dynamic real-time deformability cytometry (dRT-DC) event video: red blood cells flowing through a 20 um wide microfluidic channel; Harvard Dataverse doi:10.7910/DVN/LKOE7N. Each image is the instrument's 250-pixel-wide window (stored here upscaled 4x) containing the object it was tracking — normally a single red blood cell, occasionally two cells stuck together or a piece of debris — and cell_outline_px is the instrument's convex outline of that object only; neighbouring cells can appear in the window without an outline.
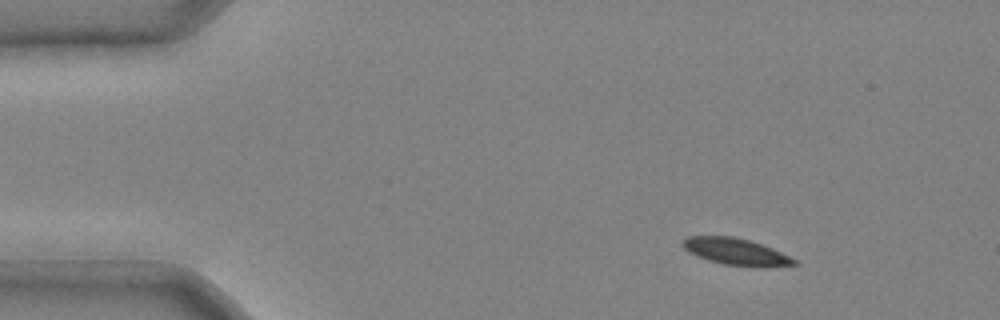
{"species": "common noctule bat (a hibernating species)", "species_latin": "Nyctalus noctula", "temperature_condition": "cold", "stored_images_in_passage": 3, "camera_frame_rate_fps": 3000, "um_per_image_px": 0.085, "animal": {"sex": "male", "body_mass_g": 20.4}, "frame": {"image": 1, "passage_image": 1, "time_ms": 0.0, "image_size_px": [1000, 320], "cell_outline_px": [[800, 264], [768, 268], [756, 268], [724, 264], [708, 260], [696, 256], [688, 252], [680, 244], [688, 236], [732, 236], [748, 240], [772, 248], [796, 260]], "centroid_in_image_um": [62.57, 21.42], "position_along_channel_um": 22.4, "area_um2": 17.57}}
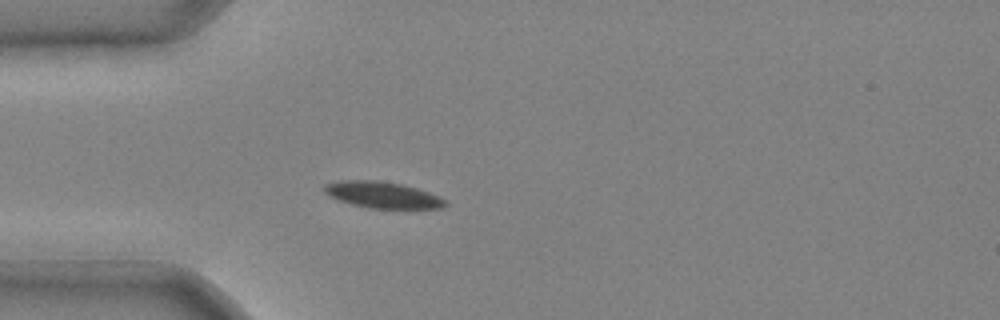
{"frame": {"image": 2, "passage_image": 3, "time_ms": 0.667, "image_size_px": [1000, 320], "cell_outline_px": [[448, 204], [444, 208], [372, 208], [352, 204], [336, 200], [328, 196], [324, 192], [324, 184], [340, 180], [376, 180], [400, 184], [416, 188], [440, 196], [448, 200]], "centroid_in_image_um": [32.51, 16.56], "position_along_channel_um": 52.5, "area_um2": 18.67}}